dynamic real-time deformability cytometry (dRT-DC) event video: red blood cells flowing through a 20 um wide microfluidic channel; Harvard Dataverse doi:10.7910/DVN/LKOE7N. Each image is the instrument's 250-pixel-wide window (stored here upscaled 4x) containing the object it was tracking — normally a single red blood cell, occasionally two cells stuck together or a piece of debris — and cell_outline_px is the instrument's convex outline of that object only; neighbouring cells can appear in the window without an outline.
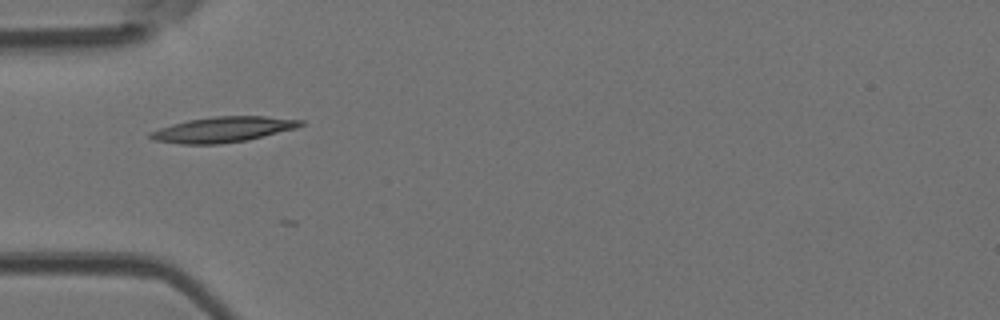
{"species": "Egyptian fruit bat (a non-hibernating species)", "species_latin": "Rousettus aegyptiacus", "temperature_condition": "room temperature", "stored_images_in_passage": 4, "camera_frame_rate_fps": 3000, "um_per_image_px": 0.085, "animal": {"sex": "female"}, "frame": {"image": 1, "passage_image": 3, "time_ms": 0.667, "image_size_px": [1000, 320], "cell_outline_px": [[304, 124], [296, 128], [248, 140], [220, 144], [180, 144], [152, 140], [148, 136], [148, 132], [172, 124], [188, 120], [212, 116], [264, 116], [304, 120]], "centroid_in_image_um": [18.93, 11.01], "position_along_channel_um": 66.1, "area_um2": 22.37}}